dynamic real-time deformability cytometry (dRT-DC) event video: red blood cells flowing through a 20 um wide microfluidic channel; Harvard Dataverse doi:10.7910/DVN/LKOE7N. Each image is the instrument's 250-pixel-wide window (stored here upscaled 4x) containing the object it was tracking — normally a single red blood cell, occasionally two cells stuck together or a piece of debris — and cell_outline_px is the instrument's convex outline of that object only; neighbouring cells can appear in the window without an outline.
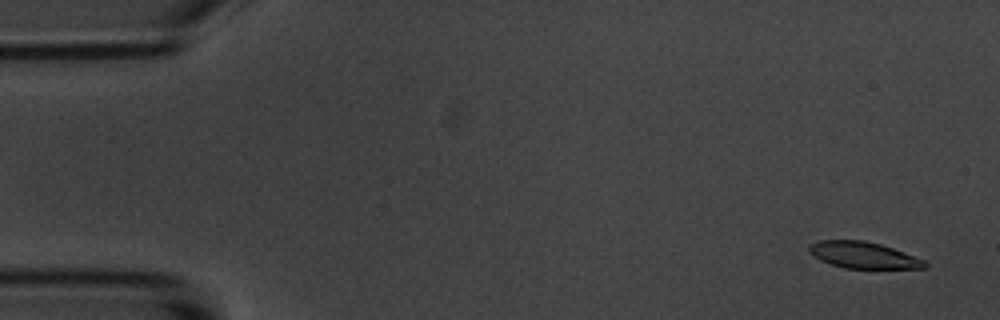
{"species": "common noctule bat (a hibernating species)", "species_latin": "Nyctalus noctula", "temperature_condition": "room temperature", "stored_images_in_passage": 5, "camera_frame_rate_fps": 3000, "um_per_image_px": 0.085, "animal": {"sex": "male", "body_mass_g": 20.1, "forearm_length_mm": 53.5}, "frame": {"image": 1, "passage_image": 1, "time_ms": 0.0, "image_size_px": [1000, 320], "cell_outline_px": [[928, 264], [924, 268], [844, 268], [820, 260], [812, 256], [808, 252], [808, 244], [820, 240], [864, 240], [880, 244], [904, 252], [924, 260]], "centroid_in_image_um": [73.33, 21.67], "position_along_channel_um": 11.7, "area_um2": 17.8}}
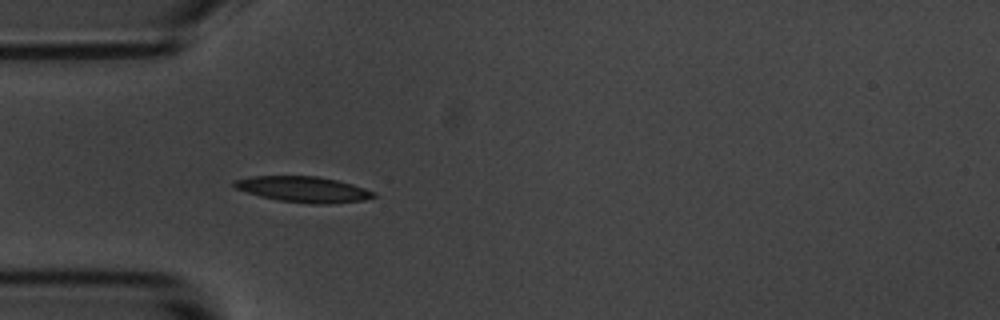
{"frame": {"image": 2, "passage_image": 5, "time_ms": 4.667, "image_size_px": [1000, 320], "cell_outline_px": [[376, 196], [364, 200], [328, 204], [312, 204], [280, 200], [260, 196], [236, 188], [232, 184], [236, 180], [252, 176], [316, 176], [336, 180], [352, 184], [376, 192]], "centroid_in_image_um": [25.82, 16.09], "position_along_channel_um": 59.2, "area_um2": 20.69}}